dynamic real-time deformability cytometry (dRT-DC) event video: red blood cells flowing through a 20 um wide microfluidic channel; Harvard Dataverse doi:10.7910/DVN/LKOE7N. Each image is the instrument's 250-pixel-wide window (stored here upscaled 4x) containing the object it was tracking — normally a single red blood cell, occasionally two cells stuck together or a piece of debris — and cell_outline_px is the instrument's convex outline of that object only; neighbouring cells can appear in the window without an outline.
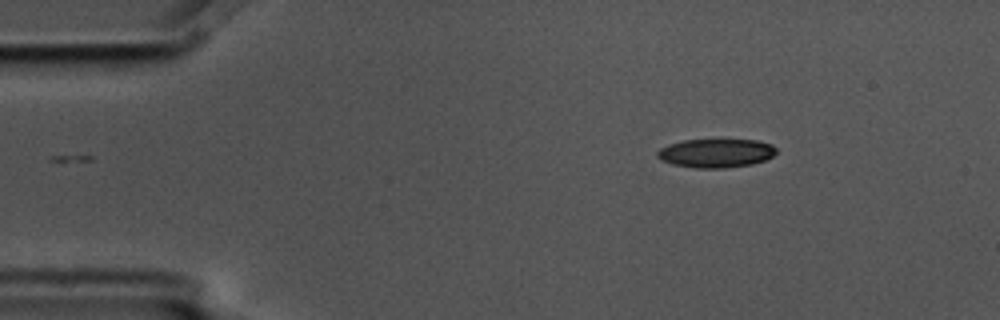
{"species": "common noctule bat (a hibernating species)", "species_latin": "Nyctalus noctula", "temperature_condition": "cold", "stored_images_in_passage": 2, "camera_frame_rate_fps": 3000, "um_per_image_px": 0.085, "animal": {"sex": "male", "body_mass_g": 17.5, "forearm_length_mm": 52.3}, "frame": {"image": 1, "passage_image": 2, "time_ms": 0.333, "image_size_px": [1000, 320], "cell_outline_px": [[776, 152], [772, 156], [764, 160], [752, 164], [724, 168], [696, 168], [672, 164], [660, 160], [656, 156], [656, 152], [660, 148], [668, 144], [684, 140], [756, 140], [772, 144], [776, 148]], "centroid_in_image_um": [60.83, 13.02], "position_along_channel_um": 24.2, "area_um2": 19.94}}